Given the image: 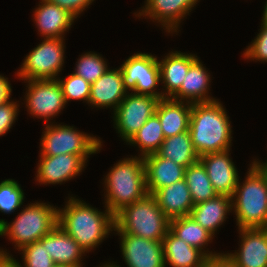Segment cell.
Listing matches in <instances>:
<instances>
[{
  "mask_svg": "<svg viewBox=\"0 0 267 267\" xmlns=\"http://www.w3.org/2000/svg\"><path fill=\"white\" fill-rule=\"evenodd\" d=\"M12 89L8 79L0 75V105L10 101Z\"/></svg>",
  "mask_w": 267,
  "mask_h": 267,
  "instance_id": "obj_39",
  "label": "cell"
},
{
  "mask_svg": "<svg viewBox=\"0 0 267 267\" xmlns=\"http://www.w3.org/2000/svg\"><path fill=\"white\" fill-rule=\"evenodd\" d=\"M192 104L171 98L160 99L155 113L158 115L164 137L168 138L188 131Z\"/></svg>",
  "mask_w": 267,
  "mask_h": 267,
  "instance_id": "obj_24",
  "label": "cell"
},
{
  "mask_svg": "<svg viewBox=\"0 0 267 267\" xmlns=\"http://www.w3.org/2000/svg\"><path fill=\"white\" fill-rule=\"evenodd\" d=\"M104 183L105 207L113 215L144 198L148 191L143 157L139 155L120 160L108 172Z\"/></svg>",
  "mask_w": 267,
  "mask_h": 267,
  "instance_id": "obj_4",
  "label": "cell"
},
{
  "mask_svg": "<svg viewBox=\"0 0 267 267\" xmlns=\"http://www.w3.org/2000/svg\"><path fill=\"white\" fill-rule=\"evenodd\" d=\"M68 10L76 18L88 8L94 0H46Z\"/></svg>",
  "mask_w": 267,
  "mask_h": 267,
  "instance_id": "obj_37",
  "label": "cell"
},
{
  "mask_svg": "<svg viewBox=\"0 0 267 267\" xmlns=\"http://www.w3.org/2000/svg\"><path fill=\"white\" fill-rule=\"evenodd\" d=\"M203 267H235L232 262L222 253L219 256L209 257Z\"/></svg>",
  "mask_w": 267,
  "mask_h": 267,
  "instance_id": "obj_38",
  "label": "cell"
},
{
  "mask_svg": "<svg viewBox=\"0 0 267 267\" xmlns=\"http://www.w3.org/2000/svg\"><path fill=\"white\" fill-rule=\"evenodd\" d=\"M230 150L203 155L199 157V161L205 167L217 194L232 197L240 176H238L237 168L229 156Z\"/></svg>",
  "mask_w": 267,
  "mask_h": 267,
  "instance_id": "obj_15",
  "label": "cell"
},
{
  "mask_svg": "<svg viewBox=\"0 0 267 267\" xmlns=\"http://www.w3.org/2000/svg\"><path fill=\"white\" fill-rule=\"evenodd\" d=\"M232 196L238 229L267 228V163L253 160Z\"/></svg>",
  "mask_w": 267,
  "mask_h": 267,
  "instance_id": "obj_3",
  "label": "cell"
},
{
  "mask_svg": "<svg viewBox=\"0 0 267 267\" xmlns=\"http://www.w3.org/2000/svg\"><path fill=\"white\" fill-rule=\"evenodd\" d=\"M265 7H264V10H263V17H262V22H261V24H263L264 26H267V1H266V3H265V5H264Z\"/></svg>",
  "mask_w": 267,
  "mask_h": 267,
  "instance_id": "obj_41",
  "label": "cell"
},
{
  "mask_svg": "<svg viewBox=\"0 0 267 267\" xmlns=\"http://www.w3.org/2000/svg\"><path fill=\"white\" fill-rule=\"evenodd\" d=\"M230 124L229 116L218 100L192 104L188 131L199 157L230 149Z\"/></svg>",
  "mask_w": 267,
  "mask_h": 267,
  "instance_id": "obj_2",
  "label": "cell"
},
{
  "mask_svg": "<svg viewBox=\"0 0 267 267\" xmlns=\"http://www.w3.org/2000/svg\"><path fill=\"white\" fill-rule=\"evenodd\" d=\"M164 263L171 267H203L209 258L203 251L187 244L170 229L162 240Z\"/></svg>",
  "mask_w": 267,
  "mask_h": 267,
  "instance_id": "obj_23",
  "label": "cell"
},
{
  "mask_svg": "<svg viewBox=\"0 0 267 267\" xmlns=\"http://www.w3.org/2000/svg\"><path fill=\"white\" fill-rule=\"evenodd\" d=\"M57 208L43 202L31 203L23 208L12 223L0 219V236L7 235L15 243L16 250L39 241L57 225Z\"/></svg>",
  "mask_w": 267,
  "mask_h": 267,
  "instance_id": "obj_6",
  "label": "cell"
},
{
  "mask_svg": "<svg viewBox=\"0 0 267 267\" xmlns=\"http://www.w3.org/2000/svg\"><path fill=\"white\" fill-rule=\"evenodd\" d=\"M100 267H102V266H100ZM103 267H121V266L116 265V263L109 262V263L104 264Z\"/></svg>",
  "mask_w": 267,
  "mask_h": 267,
  "instance_id": "obj_42",
  "label": "cell"
},
{
  "mask_svg": "<svg viewBox=\"0 0 267 267\" xmlns=\"http://www.w3.org/2000/svg\"><path fill=\"white\" fill-rule=\"evenodd\" d=\"M27 83L25 103L32 116L44 118L47 123L66 107L63 90L57 79L30 80Z\"/></svg>",
  "mask_w": 267,
  "mask_h": 267,
  "instance_id": "obj_11",
  "label": "cell"
},
{
  "mask_svg": "<svg viewBox=\"0 0 267 267\" xmlns=\"http://www.w3.org/2000/svg\"><path fill=\"white\" fill-rule=\"evenodd\" d=\"M47 251L55 265L83 267L85 250L58 224L47 234Z\"/></svg>",
  "mask_w": 267,
  "mask_h": 267,
  "instance_id": "obj_25",
  "label": "cell"
},
{
  "mask_svg": "<svg viewBox=\"0 0 267 267\" xmlns=\"http://www.w3.org/2000/svg\"><path fill=\"white\" fill-rule=\"evenodd\" d=\"M114 223L116 234H130L155 241H162L170 229V219L151 194L122 208L114 215Z\"/></svg>",
  "mask_w": 267,
  "mask_h": 267,
  "instance_id": "obj_5",
  "label": "cell"
},
{
  "mask_svg": "<svg viewBox=\"0 0 267 267\" xmlns=\"http://www.w3.org/2000/svg\"><path fill=\"white\" fill-rule=\"evenodd\" d=\"M148 194L184 179L186 168L152 153L143 157Z\"/></svg>",
  "mask_w": 267,
  "mask_h": 267,
  "instance_id": "obj_19",
  "label": "cell"
},
{
  "mask_svg": "<svg viewBox=\"0 0 267 267\" xmlns=\"http://www.w3.org/2000/svg\"><path fill=\"white\" fill-rule=\"evenodd\" d=\"M210 74L197 58L189 67V70L182 81L180 89L171 97L176 101L193 103H206L217 99L208 96L210 90Z\"/></svg>",
  "mask_w": 267,
  "mask_h": 267,
  "instance_id": "obj_20",
  "label": "cell"
},
{
  "mask_svg": "<svg viewBox=\"0 0 267 267\" xmlns=\"http://www.w3.org/2000/svg\"><path fill=\"white\" fill-rule=\"evenodd\" d=\"M260 32L243 53L245 59L267 62V26L260 24Z\"/></svg>",
  "mask_w": 267,
  "mask_h": 267,
  "instance_id": "obj_35",
  "label": "cell"
},
{
  "mask_svg": "<svg viewBox=\"0 0 267 267\" xmlns=\"http://www.w3.org/2000/svg\"><path fill=\"white\" fill-rule=\"evenodd\" d=\"M42 132L40 156L74 154L89 156L96 154L102 147L101 140L76 130L74 126L47 123Z\"/></svg>",
  "mask_w": 267,
  "mask_h": 267,
  "instance_id": "obj_7",
  "label": "cell"
},
{
  "mask_svg": "<svg viewBox=\"0 0 267 267\" xmlns=\"http://www.w3.org/2000/svg\"><path fill=\"white\" fill-rule=\"evenodd\" d=\"M54 267H73V266H70V265H55Z\"/></svg>",
  "mask_w": 267,
  "mask_h": 267,
  "instance_id": "obj_43",
  "label": "cell"
},
{
  "mask_svg": "<svg viewBox=\"0 0 267 267\" xmlns=\"http://www.w3.org/2000/svg\"><path fill=\"white\" fill-rule=\"evenodd\" d=\"M163 213L171 220L190 215L194 203L185 179L160 188L151 194Z\"/></svg>",
  "mask_w": 267,
  "mask_h": 267,
  "instance_id": "obj_21",
  "label": "cell"
},
{
  "mask_svg": "<svg viewBox=\"0 0 267 267\" xmlns=\"http://www.w3.org/2000/svg\"><path fill=\"white\" fill-rule=\"evenodd\" d=\"M197 58L191 53L171 51L163 60H158L161 83L166 91L163 98H171L180 89L190 65Z\"/></svg>",
  "mask_w": 267,
  "mask_h": 267,
  "instance_id": "obj_22",
  "label": "cell"
},
{
  "mask_svg": "<svg viewBox=\"0 0 267 267\" xmlns=\"http://www.w3.org/2000/svg\"><path fill=\"white\" fill-rule=\"evenodd\" d=\"M39 157L36 179L42 185L65 183L80 175L89 158L74 154Z\"/></svg>",
  "mask_w": 267,
  "mask_h": 267,
  "instance_id": "obj_12",
  "label": "cell"
},
{
  "mask_svg": "<svg viewBox=\"0 0 267 267\" xmlns=\"http://www.w3.org/2000/svg\"><path fill=\"white\" fill-rule=\"evenodd\" d=\"M57 80L62 87L66 104L71 99L89 102L91 84L83 77L72 73L65 79L58 78Z\"/></svg>",
  "mask_w": 267,
  "mask_h": 267,
  "instance_id": "obj_34",
  "label": "cell"
},
{
  "mask_svg": "<svg viewBox=\"0 0 267 267\" xmlns=\"http://www.w3.org/2000/svg\"><path fill=\"white\" fill-rule=\"evenodd\" d=\"M127 90L129 91L121 68H108L96 82L91 84L88 104L103 109L111 107L115 111L128 94Z\"/></svg>",
  "mask_w": 267,
  "mask_h": 267,
  "instance_id": "obj_17",
  "label": "cell"
},
{
  "mask_svg": "<svg viewBox=\"0 0 267 267\" xmlns=\"http://www.w3.org/2000/svg\"><path fill=\"white\" fill-rule=\"evenodd\" d=\"M64 39L44 38L25 57L17 71L19 79L24 81L58 79L64 64Z\"/></svg>",
  "mask_w": 267,
  "mask_h": 267,
  "instance_id": "obj_8",
  "label": "cell"
},
{
  "mask_svg": "<svg viewBox=\"0 0 267 267\" xmlns=\"http://www.w3.org/2000/svg\"><path fill=\"white\" fill-rule=\"evenodd\" d=\"M68 199L65 207L58 209L57 224L89 253L114 230V215L107 208L100 212L78 198Z\"/></svg>",
  "mask_w": 267,
  "mask_h": 267,
  "instance_id": "obj_1",
  "label": "cell"
},
{
  "mask_svg": "<svg viewBox=\"0 0 267 267\" xmlns=\"http://www.w3.org/2000/svg\"><path fill=\"white\" fill-rule=\"evenodd\" d=\"M0 267H22L13 256L3 249H0Z\"/></svg>",
  "mask_w": 267,
  "mask_h": 267,
  "instance_id": "obj_40",
  "label": "cell"
},
{
  "mask_svg": "<svg viewBox=\"0 0 267 267\" xmlns=\"http://www.w3.org/2000/svg\"><path fill=\"white\" fill-rule=\"evenodd\" d=\"M159 100L152 95L128 92L113 114L114 127L123 141L128 142L155 113Z\"/></svg>",
  "mask_w": 267,
  "mask_h": 267,
  "instance_id": "obj_9",
  "label": "cell"
},
{
  "mask_svg": "<svg viewBox=\"0 0 267 267\" xmlns=\"http://www.w3.org/2000/svg\"><path fill=\"white\" fill-rule=\"evenodd\" d=\"M127 267H165L162 241L130 234H118Z\"/></svg>",
  "mask_w": 267,
  "mask_h": 267,
  "instance_id": "obj_13",
  "label": "cell"
},
{
  "mask_svg": "<svg viewBox=\"0 0 267 267\" xmlns=\"http://www.w3.org/2000/svg\"><path fill=\"white\" fill-rule=\"evenodd\" d=\"M80 56L73 73L83 77L90 84L96 82L108 69L106 61L100 54L87 52Z\"/></svg>",
  "mask_w": 267,
  "mask_h": 267,
  "instance_id": "obj_31",
  "label": "cell"
},
{
  "mask_svg": "<svg viewBox=\"0 0 267 267\" xmlns=\"http://www.w3.org/2000/svg\"><path fill=\"white\" fill-rule=\"evenodd\" d=\"M120 68L129 91L163 99L164 91L161 93L158 90L155 91L161 82L156 56L139 52L127 58Z\"/></svg>",
  "mask_w": 267,
  "mask_h": 267,
  "instance_id": "obj_10",
  "label": "cell"
},
{
  "mask_svg": "<svg viewBox=\"0 0 267 267\" xmlns=\"http://www.w3.org/2000/svg\"><path fill=\"white\" fill-rule=\"evenodd\" d=\"M19 105L12 100L0 105V136L5 135L17 120Z\"/></svg>",
  "mask_w": 267,
  "mask_h": 267,
  "instance_id": "obj_36",
  "label": "cell"
},
{
  "mask_svg": "<svg viewBox=\"0 0 267 267\" xmlns=\"http://www.w3.org/2000/svg\"><path fill=\"white\" fill-rule=\"evenodd\" d=\"M25 199L21 186L14 179H5L0 183V211L12 213L23 205Z\"/></svg>",
  "mask_w": 267,
  "mask_h": 267,
  "instance_id": "obj_33",
  "label": "cell"
},
{
  "mask_svg": "<svg viewBox=\"0 0 267 267\" xmlns=\"http://www.w3.org/2000/svg\"><path fill=\"white\" fill-rule=\"evenodd\" d=\"M170 230L187 244L203 251L208 257L219 256L222 253L206 251V248L213 239V235L199 225L191 216H183L170 220ZM211 240V241H210Z\"/></svg>",
  "mask_w": 267,
  "mask_h": 267,
  "instance_id": "obj_28",
  "label": "cell"
},
{
  "mask_svg": "<svg viewBox=\"0 0 267 267\" xmlns=\"http://www.w3.org/2000/svg\"><path fill=\"white\" fill-rule=\"evenodd\" d=\"M240 248L225 256L235 267H267V228L239 229Z\"/></svg>",
  "mask_w": 267,
  "mask_h": 267,
  "instance_id": "obj_14",
  "label": "cell"
},
{
  "mask_svg": "<svg viewBox=\"0 0 267 267\" xmlns=\"http://www.w3.org/2000/svg\"><path fill=\"white\" fill-rule=\"evenodd\" d=\"M231 211L232 197L217 195L212 199L194 205L189 216L212 235H215L217 228L226 221L227 213Z\"/></svg>",
  "mask_w": 267,
  "mask_h": 267,
  "instance_id": "obj_26",
  "label": "cell"
},
{
  "mask_svg": "<svg viewBox=\"0 0 267 267\" xmlns=\"http://www.w3.org/2000/svg\"><path fill=\"white\" fill-rule=\"evenodd\" d=\"M22 267H54L55 264L47 251V235L39 241L23 246Z\"/></svg>",
  "mask_w": 267,
  "mask_h": 267,
  "instance_id": "obj_32",
  "label": "cell"
},
{
  "mask_svg": "<svg viewBox=\"0 0 267 267\" xmlns=\"http://www.w3.org/2000/svg\"><path fill=\"white\" fill-rule=\"evenodd\" d=\"M156 153L185 168L199 161L189 131L165 138Z\"/></svg>",
  "mask_w": 267,
  "mask_h": 267,
  "instance_id": "obj_27",
  "label": "cell"
},
{
  "mask_svg": "<svg viewBox=\"0 0 267 267\" xmlns=\"http://www.w3.org/2000/svg\"><path fill=\"white\" fill-rule=\"evenodd\" d=\"M199 0H146L136 15L145 16L165 28V32H178L181 20L189 15ZM191 10V11H190Z\"/></svg>",
  "mask_w": 267,
  "mask_h": 267,
  "instance_id": "obj_16",
  "label": "cell"
},
{
  "mask_svg": "<svg viewBox=\"0 0 267 267\" xmlns=\"http://www.w3.org/2000/svg\"><path fill=\"white\" fill-rule=\"evenodd\" d=\"M184 179L190 190L194 205L218 195L212 186L205 167L200 161L186 168Z\"/></svg>",
  "mask_w": 267,
  "mask_h": 267,
  "instance_id": "obj_30",
  "label": "cell"
},
{
  "mask_svg": "<svg viewBox=\"0 0 267 267\" xmlns=\"http://www.w3.org/2000/svg\"><path fill=\"white\" fill-rule=\"evenodd\" d=\"M164 133L158 115L154 113L145 124L131 137L128 145L140 148V156L156 153L164 141Z\"/></svg>",
  "mask_w": 267,
  "mask_h": 267,
  "instance_id": "obj_29",
  "label": "cell"
},
{
  "mask_svg": "<svg viewBox=\"0 0 267 267\" xmlns=\"http://www.w3.org/2000/svg\"><path fill=\"white\" fill-rule=\"evenodd\" d=\"M40 4L33 14L40 36L64 39L65 32L77 18L68 10L46 0H41Z\"/></svg>",
  "mask_w": 267,
  "mask_h": 267,
  "instance_id": "obj_18",
  "label": "cell"
}]
</instances>
